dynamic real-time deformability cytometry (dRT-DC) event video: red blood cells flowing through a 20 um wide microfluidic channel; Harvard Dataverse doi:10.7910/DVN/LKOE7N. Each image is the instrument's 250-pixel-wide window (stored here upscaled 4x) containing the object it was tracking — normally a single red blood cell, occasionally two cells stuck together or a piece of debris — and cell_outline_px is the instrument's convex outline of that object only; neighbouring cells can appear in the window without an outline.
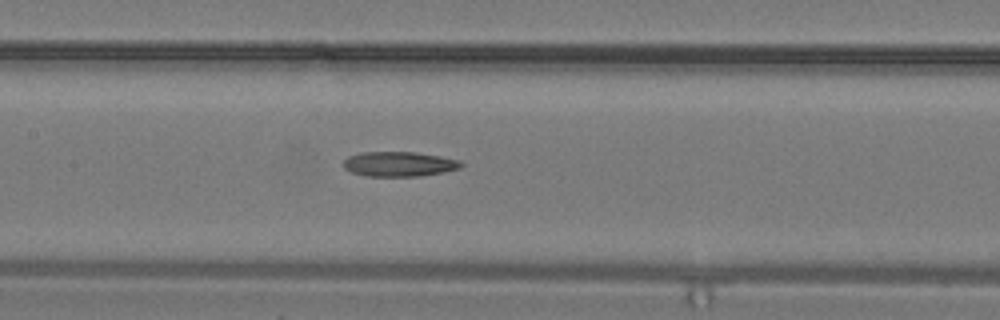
{"species": "common noctule bat (a hibernating species)", "species_latin": "Nyctalus noctula", "temperature_condition": "warm", "stored_images_in_passage": 25, "camera_frame_rate_fps": 3000, "um_per_image_px": 0.085, "animal": {"sex": "male", "body_mass_g": 19.2, "forearm_length_mm": 51.8}, "frame": {"image": 1, "passage_image": 15, "time_ms": 4.667, "image_size_px": [1000, 320], "cell_outline_px": [[464, 164], [460, 168], [444, 172], [420, 176], [364, 176], [352, 172], [344, 168], [344, 160], [348, 156], [360, 152], [416, 152], [440, 156], [460, 160]], "centroid_in_image_um": [33.93, 13.94], "position_along_channel_um": 173.5, "area_um2": 17.11}}